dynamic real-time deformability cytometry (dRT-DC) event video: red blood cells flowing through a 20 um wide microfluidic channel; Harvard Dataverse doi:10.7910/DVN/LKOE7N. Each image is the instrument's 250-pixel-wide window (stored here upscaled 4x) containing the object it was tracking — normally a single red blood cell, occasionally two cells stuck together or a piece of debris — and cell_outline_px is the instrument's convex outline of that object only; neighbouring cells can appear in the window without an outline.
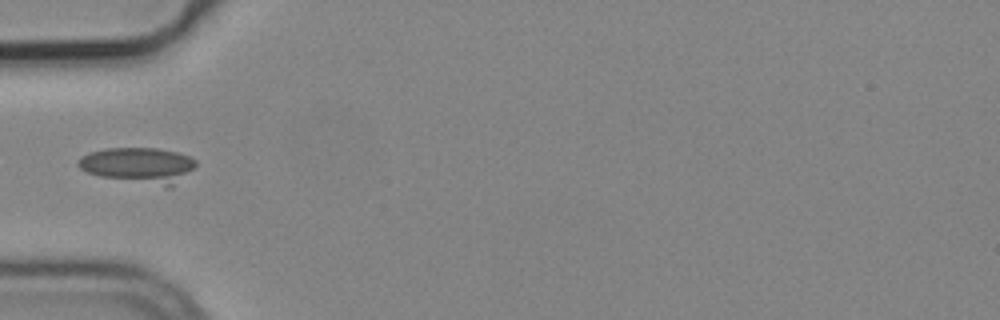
{"species": "common noctule bat (a hibernating species)", "species_latin": "Nyctalus noctula", "temperature_condition": "cold", "stored_images_in_passage": 5, "camera_frame_rate_fps": 3000, "um_per_image_px": 0.085, "animal": {"sex": "male", "body_mass_g": 19.2, "forearm_length_mm": 51.8}, "frame": {"image": 1, "passage_image": 5, "time_ms": 1.333, "image_size_px": [1000, 320], "cell_outline_px": [[196, 164], [172, 188], [168, 188], [100, 176], [88, 172], [80, 168], [76, 164], [76, 160], [92, 152], [108, 148], [156, 148], [176, 152], [188, 156], [196, 160]], "centroid_in_image_um": [11.79, 14.06], "position_along_channel_um": 73.2, "area_um2": 24.22}}